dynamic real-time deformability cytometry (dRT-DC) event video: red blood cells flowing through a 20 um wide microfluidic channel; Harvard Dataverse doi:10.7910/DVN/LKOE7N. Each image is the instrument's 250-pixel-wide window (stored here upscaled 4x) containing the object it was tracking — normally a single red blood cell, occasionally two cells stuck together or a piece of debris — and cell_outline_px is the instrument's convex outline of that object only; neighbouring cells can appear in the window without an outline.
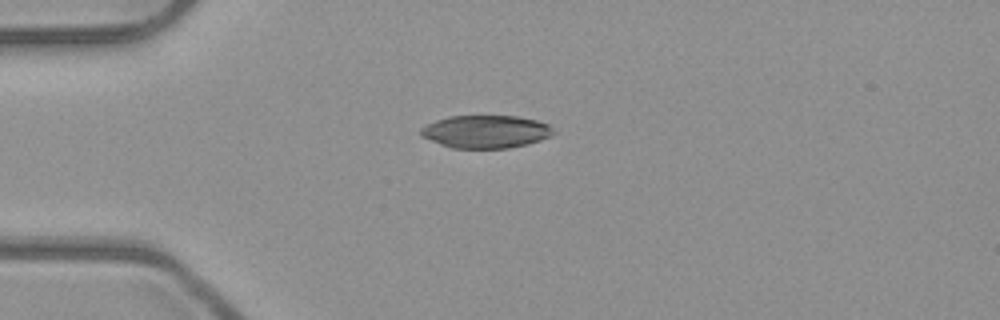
{"species": "common noctule bat (a hibernating species)", "species_latin": "Nyctalus noctula", "temperature_condition": "room temperature", "stored_images_in_passage": 39, "camera_frame_rate_fps": 3000, "um_per_image_px": 0.085, "animal": {"sex": "male", "body_mass_g": 23.1, "forearm_length_mm": 52.7}, "frame": {"image": 1, "passage_image": 1, "time_ms": 0.0, "image_size_px": [1000, 320], "cell_outline_px": [[556, 132], [552, 136], [528, 144], [508, 148], [452, 148], [440, 144], [420, 136], [420, 128], [436, 120], [448, 116], [516, 116], [536, 120], [548, 124]], "centroid_in_image_um": [41.3, 11.19], "position_along_channel_um": 43.7, "area_um2": 25.43}}
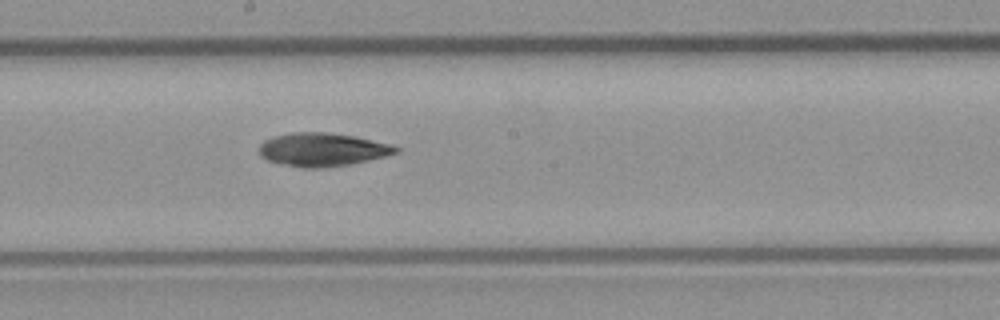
{"frame": {"image": 2, "passage_image": 16, "time_ms": 5.0, "image_size_px": [1000, 320], "cell_outline_px": [[400, 152], [368, 160], [348, 164], [324, 168], [300, 168], [268, 160], [260, 156], [260, 144], [264, 140], [272, 136], [292, 132], [324, 132], [356, 136], [388, 144], [400, 148]], "centroid_in_image_um": [27.38, 12.71], "position_along_channel_um": 220.8, "area_um2": 26.47}}
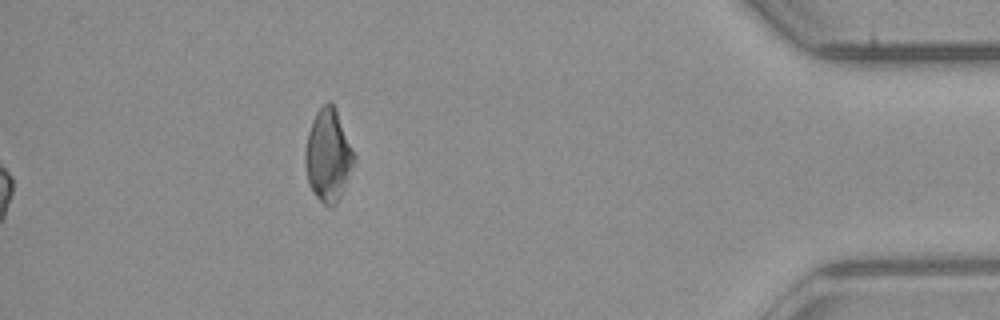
{"frame": {"image": 3, "passage_image": 34, "time_ms": 11.0, "image_size_px": [1000, 320], "cell_outline_px": [[356, 160], [340, 196], [336, 204], [332, 208], [328, 208], [316, 196], [308, 184], [304, 164], [304, 152], [308, 132], [312, 120], [316, 112], [328, 100], [336, 108], [356, 156]], "centroid_in_image_um": [27.89, 13.22], "position_along_channel_um": 407.3, "area_um2": 26.47}}